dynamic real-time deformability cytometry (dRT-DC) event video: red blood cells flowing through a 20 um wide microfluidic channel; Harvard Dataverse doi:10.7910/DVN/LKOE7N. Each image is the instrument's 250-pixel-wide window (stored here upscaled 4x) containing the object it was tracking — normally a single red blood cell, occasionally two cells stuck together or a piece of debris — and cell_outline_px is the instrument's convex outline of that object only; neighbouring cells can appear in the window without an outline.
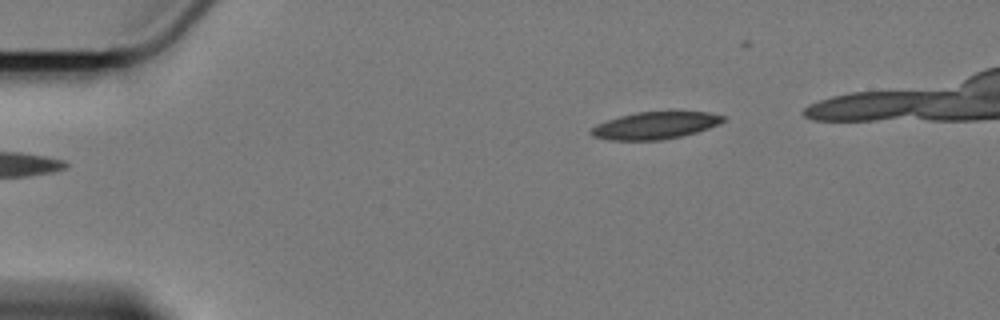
{"species": "Egyptian fruit bat (a non-hibernating species)", "species_latin": "Rousettus aegyptiacus", "temperature_condition": "cold", "stored_images_in_passage": 37, "camera_frame_rate_fps": 3000, "um_per_image_px": 0.085, "animal": {"sex": "female"}, "frame": {"image": 1, "passage_image": 1, "time_ms": 0.0, "image_size_px": [1000, 320], "cell_outline_px": [[724, 120], [708, 128], [696, 132], [680, 136], [660, 140], [612, 140], [592, 136], [588, 132], [596, 124], [620, 116], [636, 112], [672, 108], [708, 112], [724, 116]], "centroid_in_image_um": [55.7, 10.61], "position_along_channel_um": 29.3, "area_um2": 21.62}}
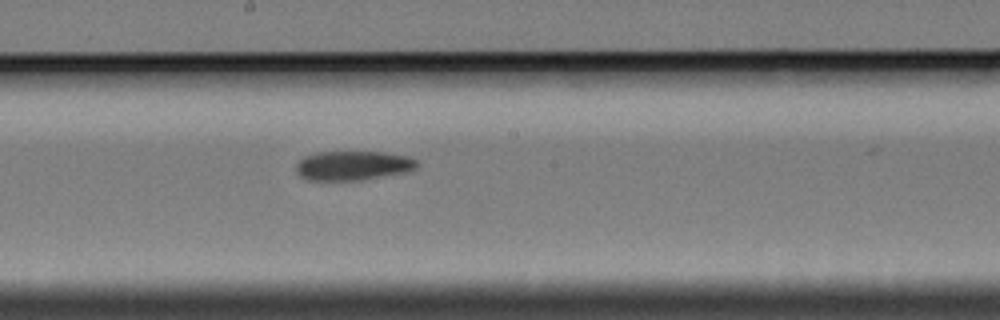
{"frame": {"image": 2, "passage_image": 23, "time_ms": 7.333, "image_size_px": [1000, 320], "cell_outline_px": [[420, 164], [416, 168], [404, 172], [360, 180], [308, 180], [300, 176], [296, 172], [296, 164], [304, 156], [316, 152], [384, 152], [408, 156], [416, 160]], "centroid_in_image_um": [29.99, 14.07], "position_along_channel_um": 218.2, "area_um2": 20.63}}
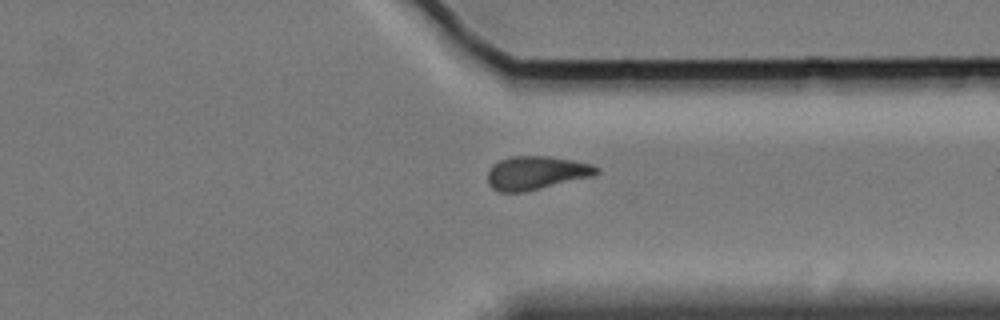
{"frame": {"image": 3, "passage_image": 36, "time_ms": 11.667, "image_size_px": [1000, 320], "cell_outline_px": [[600, 172], [592, 176], [524, 192], [500, 192], [492, 188], [488, 184], [488, 172], [492, 164], [500, 160], [512, 156], [548, 156], [572, 160], [592, 164], [600, 168]], "centroid_in_image_um": [45.57, 14.69], "position_along_channel_um": 365.8, "area_um2": 21.21}}